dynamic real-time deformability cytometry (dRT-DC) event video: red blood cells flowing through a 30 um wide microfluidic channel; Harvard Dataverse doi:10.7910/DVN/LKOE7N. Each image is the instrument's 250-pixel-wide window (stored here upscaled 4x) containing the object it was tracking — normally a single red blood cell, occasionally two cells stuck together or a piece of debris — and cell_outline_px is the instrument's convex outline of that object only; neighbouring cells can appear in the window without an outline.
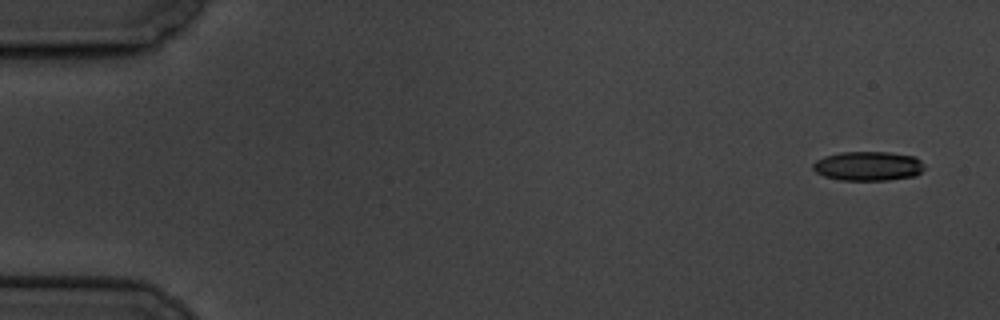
{"species": "common noctule bat (a hibernating species)", "species_latin": "Nyctalus noctula", "temperature_condition": "cold", "stored_images_in_passage": 5, "camera_frame_rate_fps": 3000, "um_per_image_px": 0.085, "animal": {"sex": "male", "body_mass_g": 19.5, "forearm_length_mm": 54.6}, "frame": {"image": 1, "passage_image": 1, "time_ms": 0.0, "image_size_px": [1000, 320], "cell_outline_px": [[924, 168], [916, 176], [888, 180], [840, 180], [824, 176], [816, 172], [812, 168], [812, 164], [816, 160], [824, 156], [840, 152], [888, 152], [916, 156], [924, 164]], "centroid_in_image_um": [73.79, 14.11], "position_along_channel_um": 11.2, "area_um2": 19.19}}
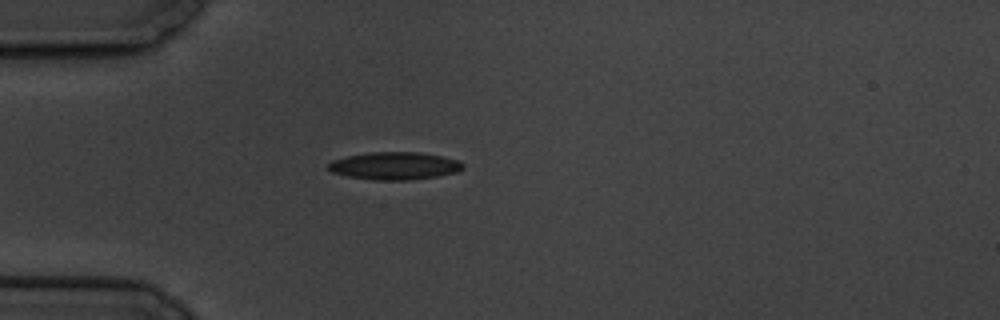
{"frame": {"image": 2, "passage_image": 5, "time_ms": 4.667, "image_size_px": [1000, 320], "cell_outline_px": [[464, 168], [456, 172], [436, 176], [412, 180], [376, 180], [348, 176], [332, 172], [328, 168], [328, 164], [332, 160], [348, 156], [368, 152], [416, 152], [440, 156], [460, 160], [464, 164]], "centroid_in_image_um": [33.55, 14.09], "position_along_channel_um": 51.4, "area_um2": 21.56}}